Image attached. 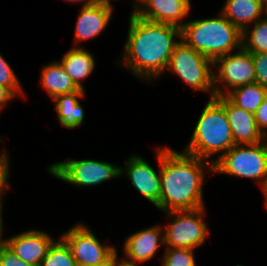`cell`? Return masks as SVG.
I'll return each instance as SVG.
<instances>
[{"instance_id": "cell-1", "label": "cell", "mask_w": 267, "mask_h": 266, "mask_svg": "<svg viewBox=\"0 0 267 266\" xmlns=\"http://www.w3.org/2000/svg\"><path fill=\"white\" fill-rule=\"evenodd\" d=\"M176 37L181 40V28L144 20L132 12L120 63L131 69L133 75L151 81L166 71L170 56L180 42Z\"/></svg>"}, {"instance_id": "cell-2", "label": "cell", "mask_w": 267, "mask_h": 266, "mask_svg": "<svg viewBox=\"0 0 267 266\" xmlns=\"http://www.w3.org/2000/svg\"><path fill=\"white\" fill-rule=\"evenodd\" d=\"M156 155L161 182L160 202L156 207L163 212L204 207L205 170L213 172V163L207 164V160L168 147L156 150Z\"/></svg>"}, {"instance_id": "cell-3", "label": "cell", "mask_w": 267, "mask_h": 266, "mask_svg": "<svg viewBox=\"0 0 267 266\" xmlns=\"http://www.w3.org/2000/svg\"><path fill=\"white\" fill-rule=\"evenodd\" d=\"M184 23L181 40L212 61L242 48V31L222 13L215 18Z\"/></svg>"}, {"instance_id": "cell-4", "label": "cell", "mask_w": 267, "mask_h": 266, "mask_svg": "<svg viewBox=\"0 0 267 266\" xmlns=\"http://www.w3.org/2000/svg\"><path fill=\"white\" fill-rule=\"evenodd\" d=\"M235 145L224 108L213 98L202 110L185 153L207 160L222 156Z\"/></svg>"}, {"instance_id": "cell-5", "label": "cell", "mask_w": 267, "mask_h": 266, "mask_svg": "<svg viewBox=\"0 0 267 266\" xmlns=\"http://www.w3.org/2000/svg\"><path fill=\"white\" fill-rule=\"evenodd\" d=\"M267 138L255 144L234 145L225 154L211 160L213 173L235 175L258 182L262 187L267 177Z\"/></svg>"}, {"instance_id": "cell-6", "label": "cell", "mask_w": 267, "mask_h": 266, "mask_svg": "<svg viewBox=\"0 0 267 266\" xmlns=\"http://www.w3.org/2000/svg\"><path fill=\"white\" fill-rule=\"evenodd\" d=\"M213 61L205 55L186 45L182 40L175 46L166 68L176 73L194 90L210 92L215 97Z\"/></svg>"}, {"instance_id": "cell-7", "label": "cell", "mask_w": 267, "mask_h": 266, "mask_svg": "<svg viewBox=\"0 0 267 266\" xmlns=\"http://www.w3.org/2000/svg\"><path fill=\"white\" fill-rule=\"evenodd\" d=\"M165 213L172 219L164 229L166 247L195 249L205 242L210 233L203 218L205 207Z\"/></svg>"}, {"instance_id": "cell-8", "label": "cell", "mask_w": 267, "mask_h": 266, "mask_svg": "<svg viewBox=\"0 0 267 266\" xmlns=\"http://www.w3.org/2000/svg\"><path fill=\"white\" fill-rule=\"evenodd\" d=\"M48 171L56 178L77 187L96 186L121 175L119 166L93 159H68L51 164Z\"/></svg>"}, {"instance_id": "cell-9", "label": "cell", "mask_w": 267, "mask_h": 266, "mask_svg": "<svg viewBox=\"0 0 267 266\" xmlns=\"http://www.w3.org/2000/svg\"><path fill=\"white\" fill-rule=\"evenodd\" d=\"M213 67H218L219 73L214 72L215 96L226 95L233 89L246 84L255 83V67L250 52L243 48L222 55L213 61ZM226 88L225 93L220 84Z\"/></svg>"}, {"instance_id": "cell-10", "label": "cell", "mask_w": 267, "mask_h": 266, "mask_svg": "<svg viewBox=\"0 0 267 266\" xmlns=\"http://www.w3.org/2000/svg\"><path fill=\"white\" fill-rule=\"evenodd\" d=\"M61 238L70 248L78 266L104 263L117 251L114 246H103L92 230L82 223L63 233Z\"/></svg>"}, {"instance_id": "cell-11", "label": "cell", "mask_w": 267, "mask_h": 266, "mask_svg": "<svg viewBox=\"0 0 267 266\" xmlns=\"http://www.w3.org/2000/svg\"><path fill=\"white\" fill-rule=\"evenodd\" d=\"M138 2L141 5L135 3L132 11L138 17L179 28L185 24L182 19L188 16L191 8L190 0H138Z\"/></svg>"}, {"instance_id": "cell-12", "label": "cell", "mask_w": 267, "mask_h": 266, "mask_svg": "<svg viewBox=\"0 0 267 266\" xmlns=\"http://www.w3.org/2000/svg\"><path fill=\"white\" fill-rule=\"evenodd\" d=\"M214 99L225 110L235 145L255 144L266 139L258 129L253 113L233 104L225 95Z\"/></svg>"}, {"instance_id": "cell-13", "label": "cell", "mask_w": 267, "mask_h": 266, "mask_svg": "<svg viewBox=\"0 0 267 266\" xmlns=\"http://www.w3.org/2000/svg\"><path fill=\"white\" fill-rule=\"evenodd\" d=\"M125 169L121 167V175L127 174L131 184L151 203L157 206L160 202V172L155 171L140 155H132L126 161ZM126 171V172H125Z\"/></svg>"}, {"instance_id": "cell-14", "label": "cell", "mask_w": 267, "mask_h": 266, "mask_svg": "<svg viewBox=\"0 0 267 266\" xmlns=\"http://www.w3.org/2000/svg\"><path fill=\"white\" fill-rule=\"evenodd\" d=\"M53 241L44 231L28 230L6 238V246L21 260L39 266Z\"/></svg>"}, {"instance_id": "cell-15", "label": "cell", "mask_w": 267, "mask_h": 266, "mask_svg": "<svg viewBox=\"0 0 267 266\" xmlns=\"http://www.w3.org/2000/svg\"><path fill=\"white\" fill-rule=\"evenodd\" d=\"M163 229L155 225L128 236L123 246L126 255L124 259L138 265L152 259L158 247L165 245Z\"/></svg>"}, {"instance_id": "cell-16", "label": "cell", "mask_w": 267, "mask_h": 266, "mask_svg": "<svg viewBox=\"0 0 267 266\" xmlns=\"http://www.w3.org/2000/svg\"><path fill=\"white\" fill-rule=\"evenodd\" d=\"M82 6L75 28L76 43L98 36L107 27L113 11V7L91 2Z\"/></svg>"}, {"instance_id": "cell-17", "label": "cell", "mask_w": 267, "mask_h": 266, "mask_svg": "<svg viewBox=\"0 0 267 266\" xmlns=\"http://www.w3.org/2000/svg\"><path fill=\"white\" fill-rule=\"evenodd\" d=\"M267 12V0H226L222 14L241 31Z\"/></svg>"}, {"instance_id": "cell-18", "label": "cell", "mask_w": 267, "mask_h": 266, "mask_svg": "<svg viewBox=\"0 0 267 266\" xmlns=\"http://www.w3.org/2000/svg\"><path fill=\"white\" fill-rule=\"evenodd\" d=\"M71 48L63 56L60 63L66 70V73L70 76L75 85L84 90L82 80L87 78L94 69L95 60L93 55L84 48Z\"/></svg>"}, {"instance_id": "cell-19", "label": "cell", "mask_w": 267, "mask_h": 266, "mask_svg": "<svg viewBox=\"0 0 267 266\" xmlns=\"http://www.w3.org/2000/svg\"><path fill=\"white\" fill-rule=\"evenodd\" d=\"M40 78L43 88L47 90L52 100L59 95L79 90L60 62L45 65Z\"/></svg>"}, {"instance_id": "cell-20", "label": "cell", "mask_w": 267, "mask_h": 266, "mask_svg": "<svg viewBox=\"0 0 267 266\" xmlns=\"http://www.w3.org/2000/svg\"><path fill=\"white\" fill-rule=\"evenodd\" d=\"M84 96L85 90L79 89L76 92L59 95L53 99L56 103L58 121L63 127L73 129L84 124V109L78 101V98Z\"/></svg>"}, {"instance_id": "cell-21", "label": "cell", "mask_w": 267, "mask_h": 266, "mask_svg": "<svg viewBox=\"0 0 267 266\" xmlns=\"http://www.w3.org/2000/svg\"><path fill=\"white\" fill-rule=\"evenodd\" d=\"M233 104L255 113L263 100L267 97V89L258 83L239 86L225 95Z\"/></svg>"}, {"instance_id": "cell-22", "label": "cell", "mask_w": 267, "mask_h": 266, "mask_svg": "<svg viewBox=\"0 0 267 266\" xmlns=\"http://www.w3.org/2000/svg\"><path fill=\"white\" fill-rule=\"evenodd\" d=\"M249 29L248 26L242 31V48L250 53H267V18L256 21Z\"/></svg>"}, {"instance_id": "cell-23", "label": "cell", "mask_w": 267, "mask_h": 266, "mask_svg": "<svg viewBox=\"0 0 267 266\" xmlns=\"http://www.w3.org/2000/svg\"><path fill=\"white\" fill-rule=\"evenodd\" d=\"M39 266H78L66 242L60 237L48 248Z\"/></svg>"}, {"instance_id": "cell-24", "label": "cell", "mask_w": 267, "mask_h": 266, "mask_svg": "<svg viewBox=\"0 0 267 266\" xmlns=\"http://www.w3.org/2000/svg\"><path fill=\"white\" fill-rule=\"evenodd\" d=\"M194 249L167 247L162 259L163 266H196Z\"/></svg>"}, {"instance_id": "cell-25", "label": "cell", "mask_w": 267, "mask_h": 266, "mask_svg": "<svg viewBox=\"0 0 267 266\" xmlns=\"http://www.w3.org/2000/svg\"><path fill=\"white\" fill-rule=\"evenodd\" d=\"M14 70L0 53V85L9 88L15 95L22 94L21 83Z\"/></svg>"}, {"instance_id": "cell-26", "label": "cell", "mask_w": 267, "mask_h": 266, "mask_svg": "<svg viewBox=\"0 0 267 266\" xmlns=\"http://www.w3.org/2000/svg\"><path fill=\"white\" fill-rule=\"evenodd\" d=\"M255 67V83L267 89V53H250Z\"/></svg>"}, {"instance_id": "cell-27", "label": "cell", "mask_w": 267, "mask_h": 266, "mask_svg": "<svg viewBox=\"0 0 267 266\" xmlns=\"http://www.w3.org/2000/svg\"><path fill=\"white\" fill-rule=\"evenodd\" d=\"M9 159L8 154L6 151H3L0 153V216L2 215V195L5 193V189H8L9 183L8 181V175H9Z\"/></svg>"}, {"instance_id": "cell-28", "label": "cell", "mask_w": 267, "mask_h": 266, "mask_svg": "<svg viewBox=\"0 0 267 266\" xmlns=\"http://www.w3.org/2000/svg\"><path fill=\"white\" fill-rule=\"evenodd\" d=\"M0 266H34L18 258L12 250L5 246L0 251Z\"/></svg>"}, {"instance_id": "cell-29", "label": "cell", "mask_w": 267, "mask_h": 266, "mask_svg": "<svg viewBox=\"0 0 267 266\" xmlns=\"http://www.w3.org/2000/svg\"><path fill=\"white\" fill-rule=\"evenodd\" d=\"M254 117L259 131L267 138V97L255 111Z\"/></svg>"}, {"instance_id": "cell-30", "label": "cell", "mask_w": 267, "mask_h": 266, "mask_svg": "<svg viewBox=\"0 0 267 266\" xmlns=\"http://www.w3.org/2000/svg\"><path fill=\"white\" fill-rule=\"evenodd\" d=\"M16 95L7 87L0 85V113L4 106L7 105V101L12 100Z\"/></svg>"}, {"instance_id": "cell-31", "label": "cell", "mask_w": 267, "mask_h": 266, "mask_svg": "<svg viewBox=\"0 0 267 266\" xmlns=\"http://www.w3.org/2000/svg\"><path fill=\"white\" fill-rule=\"evenodd\" d=\"M118 259V253L117 251L113 254V266H138V264H134L132 262H129L128 260L121 259L117 261Z\"/></svg>"}, {"instance_id": "cell-32", "label": "cell", "mask_w": 267, "mask_h": 266, "mask_svg": "<svg viewBox=\"0 0 267 266\" xmlns=\"http://www.w3.org/2000/svg\"><path fill=\"white\" fill-rule=\"evenodd\" d=\"M3 220L2 216H0V251L6 246V240L2 238L3 234Z\"/></svg>"}, {"instance_id": "cell-33", "label": "cell", "mask_w": 267, "mask_h": 266, "mask_svg": "<svg viewBox=\"0 0 267 266\" xmlns=\"http://www.w3.org/2000/svg\"><path fill=\"white\" fill-rule=\"evenodd\" d=\"M91 3L113 7L110 0H91Z\"/></svg>"}, {"instance_id": "cell-34", "label": "cell", "mask_w": 267, "mask_h": 266, "mask_svg": "<svg viewBox=\"0 0 267 266\" xmlns=\"http://www.w3.org/2000/svg\"><path fill=\"white\" fill-rule=\"evenodd\" d=\"M83 266H113V255L104 263L98 265H83Z\"/></svg>"}, {"instance_id": "cell-35", "label": "cell", "mask_w": 267, "mask_h": 266, "mask_svg": "<svg viewBox=\"0 0 267 266\" xmlns=\"http://www.w3.org/2000/svg\"><path fill=\"white\" fill-rule=\"evenodd\" d=\"M262 190H263V193L265 195V203H266V206H267V177H266V180L263 184V186L261 187Z\"/></svg>"}, {"instance_id": "cell-36", "label": "cell", "mask_w": 267, "mask_h": 266, "mask_svg": "<svg viewBox=\"0 0 267 266\" xmlns=\"http://www.w3.org/2000/svg\"><path fill=\"white\" fill-rule=\"evenodd\" d=\"M67 1H71V2H83V3L85 2V4L91 2V0H67Z\"/></svg>"}]
</instances>
